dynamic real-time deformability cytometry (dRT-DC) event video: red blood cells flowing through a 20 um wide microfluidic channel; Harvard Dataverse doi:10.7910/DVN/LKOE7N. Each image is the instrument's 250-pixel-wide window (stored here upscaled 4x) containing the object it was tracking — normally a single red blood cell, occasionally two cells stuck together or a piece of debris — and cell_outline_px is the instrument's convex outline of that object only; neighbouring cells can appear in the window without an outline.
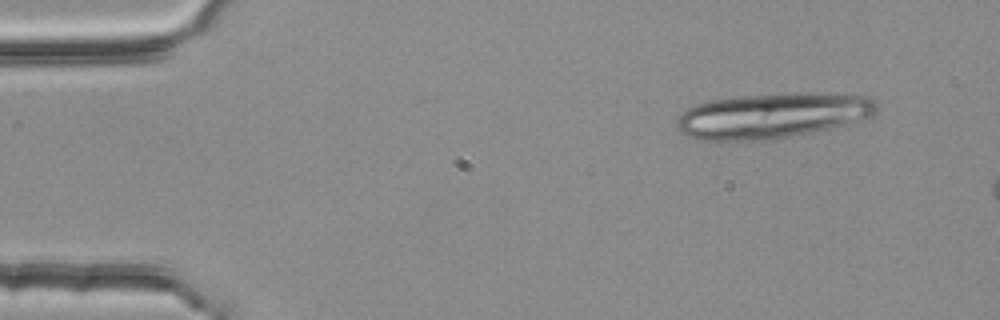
{"species": "common noctule bat (a hibernating species)", "species_latin": "Nyctalus noctula", "temperature_condition": "room temperature", "stored_images_in_passage": 3, "camera_frame_rate_fps": 3000, "um_per_image_px": 0.085, "animal": {"sex": "female", "body_mass_g": 25.1}, "frame": {"image": 1, "passage_image": 1, "time_ms": 0.0, "image_size_px": [1000, 320], "cell_outline_px": [[876, 112], [872, 116], [828, 128], [788, 136], [764, 140], [700, 140], [688, 136], [680, 132], [676, 124], [680, 112], [696, 104], [712, 100], [740, 96], [796, 92], [824, 92], [868, 96], [876, 104]], "centroid_in_image_um": [65.62, 9.8], "position_along_channel_um": 19.4, "area_um2": 52.48}}